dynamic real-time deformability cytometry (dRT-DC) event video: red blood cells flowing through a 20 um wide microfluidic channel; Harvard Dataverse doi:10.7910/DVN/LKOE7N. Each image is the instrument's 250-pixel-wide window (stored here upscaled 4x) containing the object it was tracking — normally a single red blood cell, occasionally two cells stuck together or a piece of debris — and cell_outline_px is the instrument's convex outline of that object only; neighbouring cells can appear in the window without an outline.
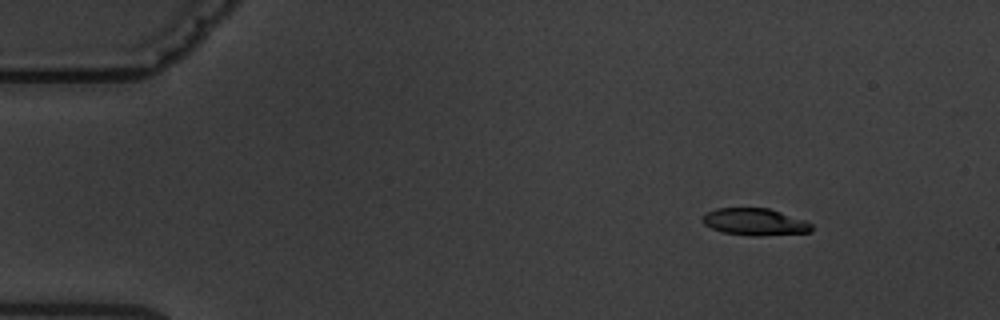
{"species": "common noctule bat (a hibernating species)", "species_latin": "Nyctalus noctula", "temperature_condition": "warm", "stored_images_in_passage": 6, "camera_frame_rate_fps": 3000, "um_per_image_px": 0.085, "animal": {"sex": "male", "body_mass_g": 19.5, "forearm_length_mm": 54.6}, "frame": {"image": 1, "passage_image": 2, "time_ms": 1.0, "image_size_px": [1000, 320], "cell_outline_px": [[812, 232], [760, 236], [752, 236], [724, 232], [712, 228], [704, 224], [704, 216], [708, 212], [716, 208], [768, 208], [804, 220], [812, 224]], "centroid_in_image_um": [64.2, 18.87], "position_along_channel_um": 20.8, "area_um2": 16.94}}
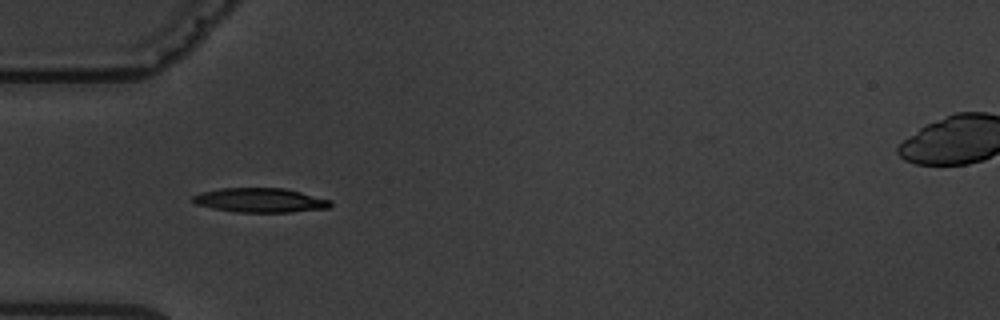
{"frame": {"image": 2, "passage_image": 5, "time_ms": 4.667, "image_size_px": [1000, 320], "cell_outline_px": [[332, 204], [328, 208], [292, 212], [236, 212], [212, 208], [196, 204], [192, 200], [192, 196], [200, 192], [220, 188], [284, 188], [332, 200]], "centroid_in_image_um": [22.1, 17.02], "position_along_channel_um": 62.9, "area_um2": 19.54}}